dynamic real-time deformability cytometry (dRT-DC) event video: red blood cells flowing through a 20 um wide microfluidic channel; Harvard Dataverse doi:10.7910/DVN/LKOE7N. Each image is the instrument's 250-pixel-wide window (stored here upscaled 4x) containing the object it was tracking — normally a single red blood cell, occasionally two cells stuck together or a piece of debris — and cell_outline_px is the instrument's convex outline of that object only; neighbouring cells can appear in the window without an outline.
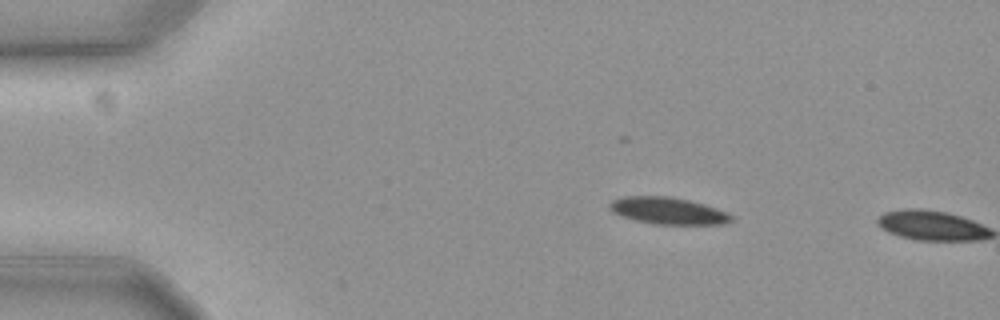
{"species": "common noctule bat (a hibernating species)", "species_latin": "Nyctalus noctula", "temperature_condition": "cold", "stored_images_in_passage": 2, "camera_frame_rate_fps": 3000, "um_per_image_px": 0.085, "animal": {"sex": "female", "body_mass_g": 19.3, "forearm_length_mm": 54.1}, "frame": {"image": 1, "passage_image": 1, "time_ms": 0.0, "image_size_px": [1000, 320], "cell_outline_px": [[732, 220], [720, 224], [652, 224], [636, 220], [612, 212], [608, 204], [612, 200], [620, 196], [668, 196], [688, 200], [704, 204], [716, 208], [732, 216]], "centroid_in_image_um": [56.72, 17.9], "position_along_channel_um": 28.3, "area_um2": 18.84}}